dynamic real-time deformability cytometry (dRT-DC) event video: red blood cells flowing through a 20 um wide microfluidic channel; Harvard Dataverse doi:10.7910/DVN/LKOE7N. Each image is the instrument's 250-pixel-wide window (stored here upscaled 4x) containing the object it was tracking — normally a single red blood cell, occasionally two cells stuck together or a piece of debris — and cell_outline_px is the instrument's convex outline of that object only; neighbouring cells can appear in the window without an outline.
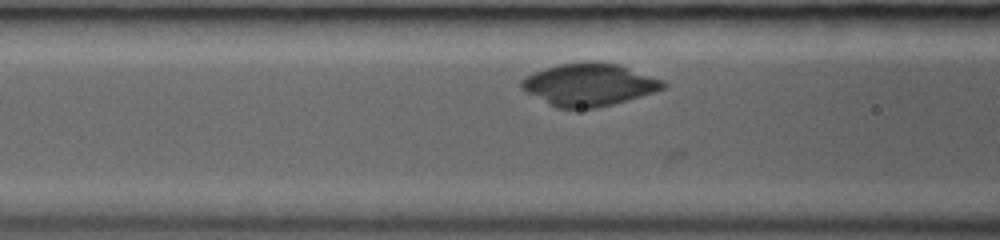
{"species": "common noctule bat (a hibernating species)", "species_latin": "Nyctalus noctula", "temperature_condition": "room temperature", "stored_images_in_passage": 16, "segment_of_instrument_passage": [2, 2], "camera_frame_rate_fps": 3000, "um_per_image_px": 0.085, "animal": {"sex": "female", "body_mass_g": 19.0, "forearm_length_mm": 53.3}, "frame": {"image": 1, "passage_image": 5, "time_ms": 0.667, "image_size_px": [1000, 240], "cell_outline_px": [[668, 84], [664, 88], [628, 100], [596, 108], [556, 108], [520, 88], [520, 80], [524, 76], [532, 72], [544, 68], [560, 64], [584, 60], [596, 60], [620, 64], [664, 80]], "centroid_in_image_um": [50.06, 7.16], "position_along_channel_um": 116.5, "area_um2": 35.49}}